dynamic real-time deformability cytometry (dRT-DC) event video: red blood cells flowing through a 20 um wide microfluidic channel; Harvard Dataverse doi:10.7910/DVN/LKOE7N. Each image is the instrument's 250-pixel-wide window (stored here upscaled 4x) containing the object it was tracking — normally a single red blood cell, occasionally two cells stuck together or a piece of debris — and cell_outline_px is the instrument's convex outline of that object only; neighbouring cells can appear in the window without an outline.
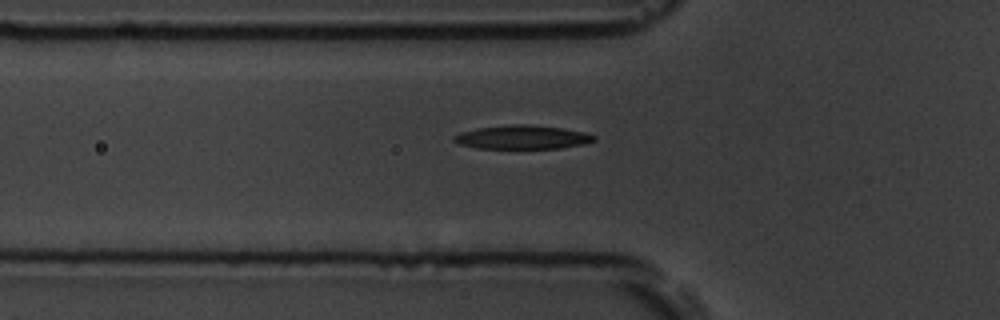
{"species": "common noctule bat (a hibernating species)", "species_latin": "Nyctalus noctula", "temperature_condition": "room temperature", "stored_images_in_passage": 37, "camera_frame_rate_fps": 3000, "um_per_image_px": 0.085, "animal": {"sex": "male", "body_mass_g": 19.5, "forearm_length_mm": 54.6}, "frame": {"image": 1, "passage_image": 2, "time_ms": 0.333, "image_size_px": [1000, 320], "cell_outline_px": [[596, 140], [584, 144], [560, 148], [480, 148], [460, 144], [452, 140], [452, 136], [460, 132], [476, 128], [512, 124], [528, 124], [560, 128], [584, 132], [596, 136]], "centroid_in_image_um": [44.38, 11.65], "position_along_channel_um": 81.4, "area_um2": 19.31}}
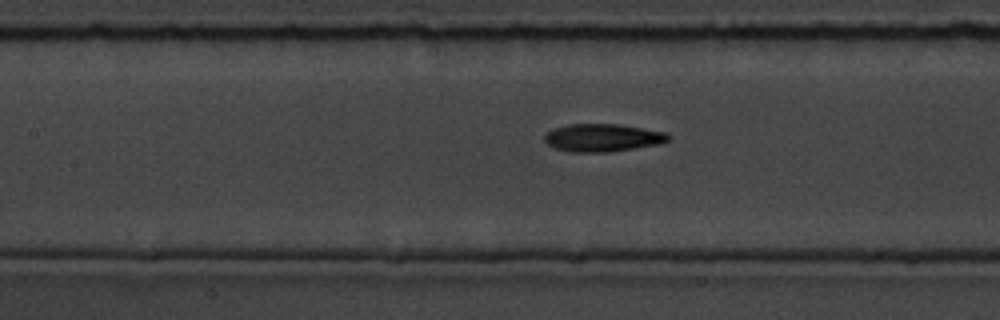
{"frame": {"image": 2, "passage_image": 8, "time_ms": 2.333, "image_size_px": [1000, 320], "cell_outline_px": [[672, 136], [668, 140], [660, 144], [608, 152], [572, 152], [556, 148], [548, 144], [544, 140], [544, 136], [548, 132], [556, 128], [568, 124], [616, 124], [664, 132]], "centroid_in_image_um": [51.22, 11.71], "position_along_channel_um": 156.2, "area_um2": 19.77}}
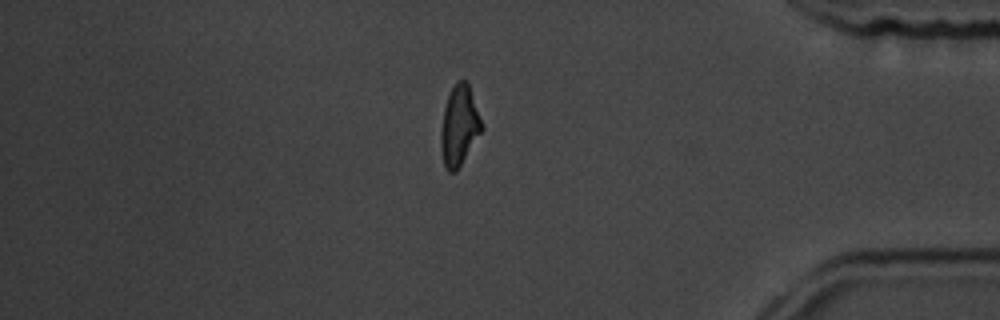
{"frame": {"image": 3, "passage_image": 30, "time_ms": 9.667, "image_size_px": [1000, 320], "cell_outline_px": [[484, 128], [456, 172], [448, 172], [444, 164], [440, 148], [440, 132], [444, 108], [448, 96], [456, 80], [468, 80]], "centroid_in_image_um": [39.04, 10.67], "position_along_channel_um": 396.2, "area_um2": 19.19}, "authors_computed_cell_mechanics": {"area_um2": 19.4786, "velocity_mm_per_s": 3.7013, "shape_relaxation_time_tau1_ms": 3.3355, "shape_relaxation_time_tau2_ms": 3.173, "deformation_change_tau1": 0.169, "deformation_change_tau2": 0.0888}}